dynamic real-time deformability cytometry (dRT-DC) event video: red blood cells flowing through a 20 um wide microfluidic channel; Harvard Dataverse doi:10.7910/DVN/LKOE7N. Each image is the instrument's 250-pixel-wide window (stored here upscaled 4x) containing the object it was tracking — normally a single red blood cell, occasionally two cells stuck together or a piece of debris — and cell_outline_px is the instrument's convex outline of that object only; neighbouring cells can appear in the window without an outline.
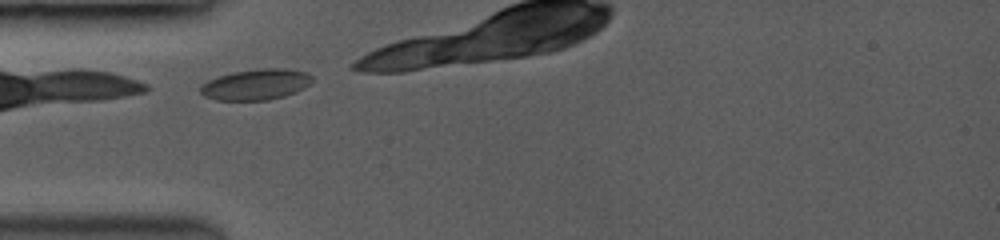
{"species": "common noctule bat (a hibernating species)", "species_latin": "Nyctalus noctula", "temperature_condition": "room temperature", "stored_images_in_passage": 6, "camera_frame_rate_fps": 3500, "um_per_image_px": 0.085, "animal": {"sex": "female", "body_mass_g": 19.0, "forearm_length_mm": 53.3}, "frame": {"image": 1, "passage_image": 1, "time_ms": 0.0, "image_size_px": [1000, 240], "cell_outline_px": [[312, 80], [308, 84], [284, 96], [268, 100], [216, 100], [204, 96], [200, 92], [200, 84], [208, 80], [232, 72], [260, 68], [284, 68], [308, 72], [312, 76]], "centroid_in_image_um": [21.7, 7.17], "position_along_channel_um": 63.3, "area_um2": 19.94}}